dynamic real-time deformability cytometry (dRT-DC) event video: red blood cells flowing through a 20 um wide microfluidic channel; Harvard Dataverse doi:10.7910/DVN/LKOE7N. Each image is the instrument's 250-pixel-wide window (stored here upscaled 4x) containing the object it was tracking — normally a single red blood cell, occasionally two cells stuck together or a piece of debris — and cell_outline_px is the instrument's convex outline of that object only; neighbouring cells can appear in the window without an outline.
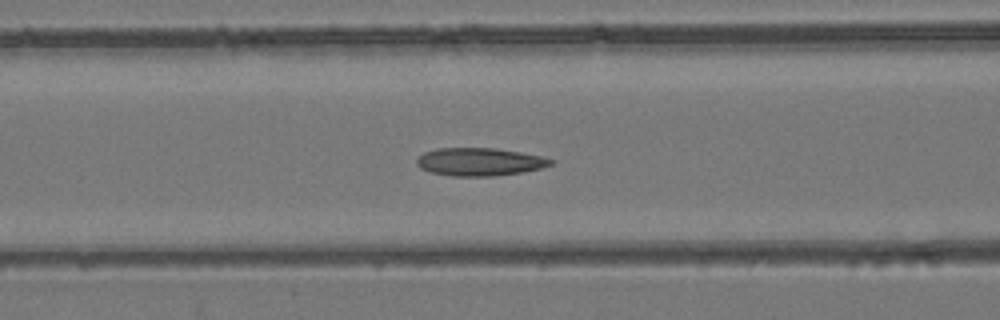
{"species": "common noctule bat (a hibernating species)", "species_latin": "Nyctalus noctula", "temperature_condition": "room temperature", "stored_images_in_passage": 54, "camera_frame_rate_fps": 3000, "um_per_image_px": 0.085, "animal": {"sex": "female", "body_mass_g": 24.6, "forearm_length_mm": 56.2}, "frame": {"image": 1, "passage_image": 22, "time_ms": 7.0, "image_size_px": [1000, 320], "cell_outline_px": [[556, 160], [552, 164], [540, 168], [524, 172], [492, 176], [452, 176], [432, 172], [420, 168], [416, 164], [416, 156], [424, 152], [436, 148], [496, 148], [520, 152], [540, 156]], "centroid_in_image_um": [40.74, 13.75], "position_along_channel_um": 125.9, "area_um2": 21.91}}
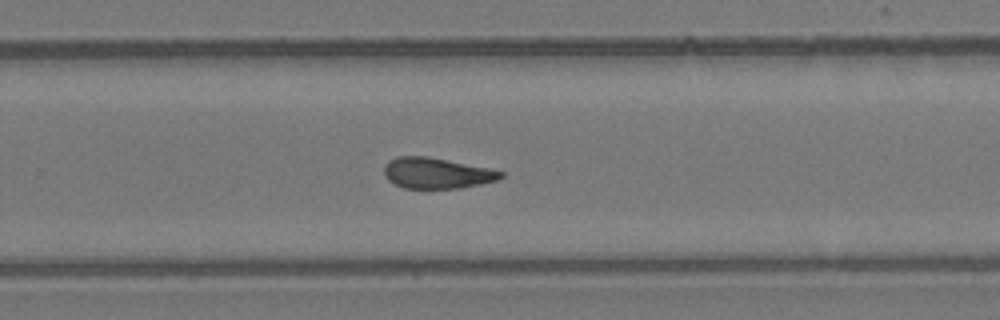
{"frame": {"image": 2, "passage_image": 35, "time_ms": 11.333, "image_size_px": [1000, 320], "cell_outline_px": [[504, 176], [496, 180], [480, 184], [460, 188], [404, 188], [388, 180], [384, 176], [384, 164], [388, 160], [396, 156], [428, 156], [488, 168], [504, 172]], "centroid_in_image_um": [37.08, 14.7], "position_along_channel_um": 292.7, "area_um2": 20.92}}
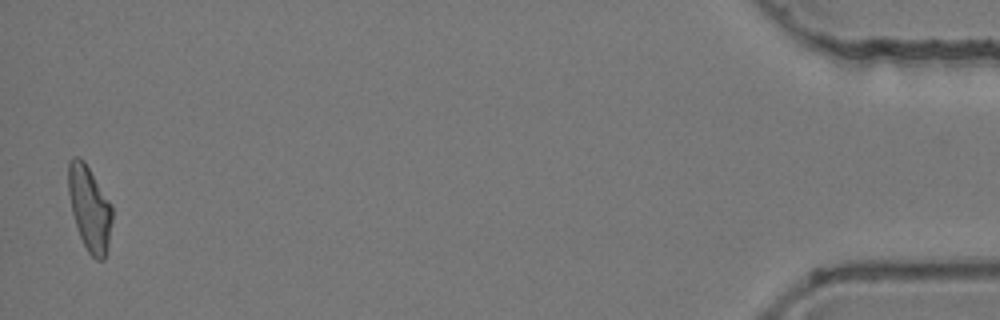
{"frame": {"image": 3, "passage_image": 53, "time_ms": 17.333, "image_size_px": [1000, 320], "cell_outline_px": [[112, 220], [108, 248], [104, 260], [96, 260], [88, 252], [80, 236], [72, 212], [68, 192], [68, 160], [72, 156], [80, 156], [84, 160], [112, 204]], "centroid_in_image_um": [7.61, 17.68], "position_along_channel_um": 427.6, "area_um2": 21.85}, "authors_computed_cell_mechanics": {"area_um2": 21.8484, "velocity_mm_per_s": 3.8638, "shape_relaxation_time_tau1_ms": null, "shape_relaxation_time_tau2_ms": 3.6929, "deformation_change_tau1": null, "deformation_change_tau2": 0.1209}}